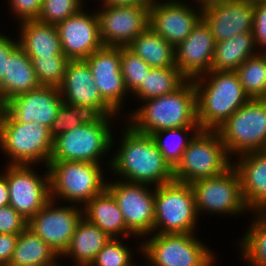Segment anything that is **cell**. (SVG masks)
Returning <instances> with one entry per match:
<instances>
[{
  "mask_svg": "<svg viewBox=\"0 0 266 266\" xmlns=\"http://www.w3.org/2000/svg\"><path fill=\"white\" fill-rule=\"evenodd\" d=\"M29 58L40 85L59 87L62 84L70 61L65 55Z\"/></svg>",
  "mask_w": 266,
  "mask_h": 266,
  "instance_id": "35",
  "label": "cell"
},
{
  "mask_svg": "<svg viewBox=\"0 0 266 266\" xmlns=\"http://www.w3.org/2000/svg\"><path fill=\"white\" fill-rule=\"evenodd\" d=\"M151 0H106L107 5H150Z\"/></svg>",
  "mask_w": 266,
  "mask_h": 266,
  "instance_id": "46",
  "label": "cell"
},
{
  "mask_svg": "<svg viewBox=\"0 0 266 266\" xmlns=\"http://www.w3.org/2000/svg\"><path fill=\"white\" fill-rule=\"evenodd\" d=\"M63 102L84 106L94 116H119L102 98L85 60H70L58 87Z\"/></svg>",
  "mask_w": 266,
  "mask_h": 266,
  "instance_id": "18",
  "label": "cell"
},
{
  "mask_svg": "<svg viewBox=\"0 0 266 266\" xmlns=\"http://www.w3.org/2000/svg\"><path fill=\"white\" fill-rule=\"evenodd\" d=\"M105 1H106V0H100V2H99V3L103 4Z\"/></svg>",
  "mask_w": 266,
  "mask_h": 266,
  "instance_id": "51",
  "label": "cell"
},
{
  "mask_svg": "<svg viewBox=\"0 0 266 266\" xmlns=\"http://www.w3.org/2000/svg\"><path fill=\"white\" fill-rule=\"evenodd\" d=\"M201 19L202 11L189 0L150 4L149 27L174 47L186 39Z\"/></svg>",
  "mask_w": 266,
  "mask_h": 266,
  "instance_id": "16",
  "label": "cell"
},
{
  "mask_svg": "<svg viewBox=\"0 0 266 266\" xmlns=\"http://www.w3.org/2000/svg\"><path fill=\"white\" fill-rule=\"evenodd\" d=\"M193 83L201 130H216L250 99L235 71L210 70Z\"/></svg>",
  "mask_w": 266,
  "mask_h": 266,
  "instance_id": "3",
  "label": "cell"
},
{
  "mask_svg": "<svg viewBox=\"0 0 266 266\" xmlns=\"http://www.w3.org/2000/svg\"><path fill=\"white\" fill-rule=\"evenodd\" d=\"M123 240L124 238H111L90 266H137L134 253L131 251L134 249L129 248Z\"/></svg>",
  "mask_w": 266,
  "mask_h": 266,
  "instance_id": "38",
  "label": "cell"
},
{
  "mask_svg": "<svg viewBox=\"0 0 266 266\" xmlns=\"http://www.w3.org/2000/svg\"><path fill=\"white\" fill-rule=\"evenodd\" d=\"M127 48L142 58L151 68L175 65V47L150 27L140 33Z\"/></svg>",
  "mask_w": 266,
  "mask_h": 266,
  "instance_id": "30",
  "label": "cell"
},
{
  "mask_svg": "<svg viewBox=\"0 0 266 266\" xmlns=\"http://www.w3.org/2000/svg\"><path fill=\"white\" fill-rule=\"evenodd\" d=\"M84 9L56 25L63 53L69 60H85L103 46L96 12Z\"/></svg>",
  "mask_w": 266,
  "mask_h": 266,
  "instance_id": "19",
  "label": "cell"
},
{
  "mask_svg": "<svg viewBox=\"0 0 266 266\" xmlns=\"http://www.w3.org/2000/svg\"><path fill=\"white\" fill-rule=\"evenodd\" d=\"M9 205V189L6 175L3 171L0 174V207Z\"/></svg>",
  "mask_w": 266,
  "mask_h": 266,
  "instance_id": "45",
  "label": "cell"
},
{
  "mask_svg": "<svg viewBox=\"0 0 266 266\" xmlns=\"http://www.w3.org/2000/svg\"><path fill=\"white\" fill-rule=\"evenodd\" d=\"M43 0H8L10 12L17 21L37 20L42 8Z\"/></svg>",
  "mask_w": 266,
  "mask_h": 266,
  "instance_id": "41",
  "label": "cell"
},
{
  "mask_svg": "<svg viewBox=\"0 0 266 266\" xmlns=\"http://www.w3.org/2000/svg\"><path fill=\"white\" fill-rule=\"evenodd\" d=\"M258 53L253 32L237 34L216 42L211 70L235 71L245 60Z\"/></svg>",
  "mask_w": 266,
  "mask_h": 266,
  "instance_id": "29",
  "label": "cell"
},
{
  "mask_svg": "<svg viewBox=\"0 0 266 266\" xmlns=\"http://www.w3.org/2000/svg\"><path fill=\"white\" fill-rule=\"evenodd\" d=\"M200 127H180L164 129L151 134L164 160L172 169L180 162L183 152Z\"/></svg>",
  "mask_w": 266,
  "mask_h": 266,
  "instance_id": "33",
  "label": "cell"
},
{
  "mask_svg": "<svg viewBox=\"0 0 266 266\" xmlns=\"http://www.w3.org/2000/svg\"><path fill=\"white\" fill-rule=\"evenodd\" d=\"M247 231L237 244L242 260L248 266H266V212H253Z\"/></svg>",
  "mask_w": 266,
  "mask_h": 266,
  "instance_id": "31",
  "label": "cell"
},
{
  "mask_svg": "<svg viewBox=\"0 0 266 266\" xmlns=\"http://www.w3.org/2000/svg\"><path fill=\"white\" fill-rule=\"evenodd\" d=\"M40 85L31 59L18 46L7 58L6 74L0 82V100L5 104L15 95L29 92Z\"/></svg>",
  "mask_w": 266,
  "mask_h": 266,
  "instance_id": "26",
  "label": "cell"
},
{
  "mask_svg": "<svg viewBox=\"0 0 266 266\" xmlns=\"http://www.w3.org/2000/svg\"><path fill=\"white\" fill-rule=\"evenodd\" d=\"M187 80L176 66L151 68L142 84L132 93L131 98L144 101L170 94L180 88Z\"/></svg>",
  "mask_w": 266,
  "mask_h": 266,
  "instance_id": "32",
  "label": "cell"
},
{
  "mask_svg": "<svg viewBox=\"0 0 266 266\" xmlns=\"http://www.w3.org/2000/svg\"><path fill=\"white\" fill-rule=\"evenodd\" d=\"M216 41L209 26L201 19L192 32L175 47V65L193 80L211 70Z\"/></svg>",
  "mask_w": 266,
  "mask_h": 266,
  "instance_id": "20",
  "label": "cell"
},
{
  "mask_svg": "<svg viewBox=\"0 0 266 266\" xmlns=\"http://www.w3.org/2000/svg\"><path fill=\"white\" fill-rule=\"evenodd\" d=\"M199 220L190 183L173 180L155 187L153 233L197 234Z\"/></svg>",
  "mask_w": 266,
  "mask_h": 266,
  "instance_id": "8",
  "label": "cell"
},
{
  "mask_svg": "<svg viewBox=\"0 0 266 266\" xmlns=\"http://www.w3.org/2000/svg\"><path fill=\"white\" fill-rule=\"evenodd\" d=\"M233 160L245 205L252 213L266 212V150L246 153Z\"/></svg>",
  "mask_w": 266,
  "mask_h": 266,
  "instance_id": "23",
  "label": "cell"
},
{
  "mask_svg": "<svg viewBox=\"0 0 266 266\" xmlns=\"http://www.w3.org/2000/svg\"><path fill=\"white\" fill-rule=\"evenodd\" d=\"M144 102V103H143ZM141 106L127 111L125 122L136 131L154 132L180 127H200L197 123L196 89L187 80L176 91L141 101Z\"/></svg>",
  "mask_w": 266,
  "mask_h": 266,
  "instance_id": "2",
  "label": "cell"
},
{
  "mask_svg": "<svg viewBox=\"0 0 266 266\" xmlns=\"http://www.w3.org/2000/svg\"><path fill=\"white\" fill-rule=\"evenodd\" d=\"M216 131L231 159L266 150V99L250 98Z\"/></svg>",
  "mask_w": 266,
  "mask_h": 266,
  "instance_id": "9",
  "label": "cell"
},
{
  "mask_svg": "<svg viewBox=\"0 0 266 266\" xmlns=\"http://www.w3.org/2000/svg\"><path fill=\"white\" fill-rule=\"evenodd\" d=\"M245 1H248V2H253V3H255V2H258V1H261V0H245Z\"/></svg>",
  "mask_w": 266,
  "mask_h": 266,
  "instance_id": "50",
  "label": "cell"
},
{
  "mask_svg": "<svg viewBox=\"0 0 266 266\" xmlns=\"http://www.w3.org/2000/svg\"><path fill=\"white\" fill-rule=\"evenodd\" d=\"M121 73L126 89L132 94L145 80L151 67L127 47H121Z\"/></svg>",
  "mask_w": 266,
  "mask_h": 266,
  "instance_id": "37",
  "label": "cell"
},
{
  "mask_svg": "<svg viewBox=\"0 0 266 266\" xmlns=\"http://www.w3.org/2000/svg\"><path fill=\"white\" fill-rule=\"evenodd\" d=\"M3 109H4V104L0 100V118H1V114H2Z\"/></svg>",
  "mask_w": 266,
  "mask_h": 266,
  "instance_id": "48",
  "label": "cell"
},
{
  "mask_svg": "<svg viewBox=\"0 0 266 266\" xmlns=\"http://www.w3.org/2000/svg\"><path fill=\"white\" fill-rule=\"evenodd\" d=\"M252 32L258 52H266V0L254 3Z\"/></svg>",
  "mask_w": 266,
  "mask_h": 266,
  "instance_id": "42",
  "label": "cell"
},
{
  "mask_svg": "<svg viewBox=\"0 0 266 266\" xmlns=\"http://www.w3.org/2000/svg\"><path fill=\"white\" fill-rule=\"evenodd\" d=\"M18 28L16 39L28 57L65 55L56 25L28 20L20 22Z\"/></svg>",
  "mask_w": 266,
  "mask_h": 266,
  "instance_id": "25",
  "label": "cell"
},
{
  "mask_svg": "<svg viewBox=\"0 0 266 266\" xmlns=\"http://www.w3.org/2000/svg\"><path fill=\"white\" fill-rule=\"evenodd\" d=\"M93 116L84 106L63 102L49 127L50 135L54 139L65 131L84 124Z\"/></svg>",
  "mask_w": 266,
  "mask_h": 266,
  "instance_id": "36",
  "label": "cell"
},
{
  "mask_svg": "<svg viewBox=\"0 0 266 266\" xmlns=\"http://www.w3.org/2000/svg\"><path fill=\"white\" fill-rule=\"evenodd\" d=\"M35 165H6L3 168L8 182L9 205L29 221L50 200L47 166L42 175ZM46 174V175H45Z\"/></svg>",
  "mask_w": 266,
  "mask_h": 266,
  "instance_id": "13",
  "label": "cell"
},
{
  "mask_svg": "<svg viewBox=\"0 0 266 266\" xmlns=\"http://www.w3.org/2000/svg\"><path fill=\"white\" fill-rule=\"evenodd\" d=\"M83 217L111 238H136L127 228L113 195L105 188L83 206Z\"/></svg>",
  "mask_w": 266,
  "mask_h": 266,
  "instance_id": "24",
  "label": "cell"
},
{
  "mask_svg": "<svg viewBox=\"0 0 266 266\" xmlns=\"http://www.w3.org/2000/svg\"><path fill=\"white\" fill-rule=\"evenodd\" d=\"M245 93L250 98L266 99V56L256 53L235 70Z\"/></svg>",
  "mask_w": 266,
  "mask_h": 266,
  "instance_id": "34",
  "label": "cell"
},
{
  "mask_svg": "<svg viewBox=\"0 0 266 266\" xmlns=\"http://www.w3.org/2000/svg\"><path fill=\"white\" fill-rule=\"evenodd\" d=\"M59 259L55 251L27 227L19 234L7 266H58Z\"/></svg>",
  "mask_w": 266,
  "mask_h": 266,
  "instance_id": "28",
  "label": "cell"
},
{
  "mask_svg": "<svg viewBox=\"0 0 266 266\" xmlns=\"http://www.w3.org/2000/svg\"><path fill=\"white\" fill-rule=\"evenodd\" d=\"M19 235L0 234V264L7 266L12 258Z\"/></svg>",
  "mask_w": 266,
  "mask_h": 266,
  "instance_id": "44",
  "label": "cell"
},
{
  "mask_svg": "<svg viewBox=\"0 0 266 266\" xmlns=\"http://www.w3.org/2000/svg\"><path fill=\"white\" fill-rule=\"evenodd\" d=\"M83 3L85 0H43L37 20L57 25L85 7Z\"/></svg>",
  "mask_w": 266,
  "mask_h": 266,
  "instance_id": "39",
  "label": "cell"
},
{
  "mask_svg": "<svg viewBox=\"0 0 266 266\" xmlns=\"http://www.w3.org/2000/svg\"><path fill=\"white\" fill-rule=\"evenodd\" d=\"M28 227V221L10 205L0 207V234L19 235Z\"/></svg>",
  "mask_w": 266,
  "mask_h": 266,
  "instance_id": "40",
  "label": "cell"
},
{
  "mask_svg": "<svg viewBox=\"0 0 266 266\" xmlns=\"http://www.w3.org/2000/svg\"><path fill=\"white\" fill-rule=\"evenodd\" d=\"M62 103L58 87L41 85L13 96L4 104V109L18 122L34 121L50 127Z\"/></svg>",
  "mask_w": 266,
  "mask_h": 266,
  "instance_id": "21",
  "label": "cell"
},
{
  "mask_svg": "<svg viewBox=\"0 0 266 266\" xmlns=\"http://www.w3.org/2000/svg\"><path fill=\"white\" fill-rule=\"evenodd\" d=\"M19 46V41L0 32V82L6 74L7 58Z\"/></svg>",
  "mask_w": 266,
  "mask_h": 266,
  "instance_id": "43",
  "label": "cell"
},
{
  "mask_svg": "<svg viewBox=\"0 0 266 266\" xmlns=\"http://www.w3.org/2000/svg\"><path fill=\"white\" fill-rule=\"evenodd\" d=\"M111 237L88 222L84 217L78 223L67 250L60 258H70L72 266H90Z\"/></svg>",
  "mask_w": 266,
  "mask_h": 266,
  "instance_id": "27",
  "label": "cell"
},
{
  "mask_svg": "<svg viewBox=\"0 0 266 266\" xmlns=\"http://www.w3.org/2000/svg\"><path fill=\"white\" fill-rule=\"evenodd\" d=\"M124 127L120 131L119 147L114 149L115 153H111L113 156L105 165L112 172L109 175L154 187L173 181V169L164 160L151 135L134 130L127 122Z\"/></svg>",
  "mask_w": 266,
  "mask_h": 266,
  "instance_id": "1",
  "label": "cell"
},
{
  "mask_svg": "<svg viewBox=\"0 0 266 266\" xmlns=\"http://www.w3.org/2000/svg\"><path fill=\"white\" fill-rule=\"evenodd\" d=\"M190 185L199 217L203 213L225 217L252 214L243 200L240 176L233 165L218 176L201 178Z\"/></svg>",
  "mask_w": 266,
  "mask_h": 266,
  "instance_id": "11",
  "label": "cell"
},
{
  "mask_svg": "<svg viewBox=\"0 0 266 266\" xmlns=\"http://www.w3.org/2000/svg\"><path fill=\"white\" fill-rule=\"evenodd\" d=\"M159 1H183V0H151V2H159Z\"/></svg>",
  "mask_w": 266,
  "mask_h": 266,
  "instance_id": "49",
  "label": "cell"
},
{
  "mask_svg": "<svg viewBox=\"0 0 266 266\" xmlns=\"http://www.w3.org/2000/svg\"><path fill=\"white\" fill-rule=\"evenodd\" d=\"M233 165L216 130H200L173 169L174 180L191 183L222 174Z\"/></svg>",
  "mask_w": 266,
  "mask_h": 266,
  "instance_id": "10",
  "label": "cell"
},
{
  "mask_svg": "<svg viewBox=\"0 0 266 266\" xmlns=\"http://www.w3.org/2000/svg\"><path fill=\"white\" fill-rule=\"evenodd\" d=\"M113 181L107 180L106 189L113 195L120 208L126 228L140 239L152 234L155 216V187L120 179Z\"/></svg>",
  "mask_w": 266,
  "mask_h": 266,
  "instance_id": "12",
  "label": "cell"
},
{
  "mask_svg": "<svg viewBox=\"0 0 266 266\" xmlns=\"http://www.w3.org/2000/svg\"><path fill=\"white\" fill-rule=\"evenodd\" d=\"M104 165L92 162L50 161L47 168L51 200L58 202L61 199V204L68 202L83 207L106 188L104 171L107 168Z\"/></svg>",
  "mask_w": 266,
  "mask_h": 266,
  "instance_id": "6",
  "label": "cell"
},
{
  "mask_svg": "<svg viewBox=\"0 0 266 266\" xmlns=\"http://www.w3.org/2000/svg\"><path fill=\"white\" fill-rule=\"evenodd\" d=\"M53 138L49 127L34 121H16L5 109L0 118V150L9 161L6 165H40L50 162Z\"/></svg>",
  "mask_w": 266,
  "mask_h": 266,
  "instance_id": "5",
  "label": "cell"
},
{
  "mask_svg": "<svg viewBox=\"0 0 266 266\" xmlns=\"http://www.w3.org/2000/svg\"><path fill=\"white\" fill-rule=\"evenodd\" d=\"M146 237L135 248V253L139 251L138 254L145 259L143 266H214L216 263L213 249L195 233H152Z\"/></svg>",
  "mask_w": 266,
  "mask_h": 266,
  "instance_id": "7",
  "label": "cell"
},
{
  "mask_svg": "<svg viewBox=\"0 0 266 266\" xmlns=\"http://www.w3.org/2000/svg\"><path fill=\"white\" fill-rule=\"evenodd\" d=\"M117 117L120 116H93L84 124L55 137L50 161L103 164L104 158H107V155L109 157V152L117 144L112 132L114 131L112 123L115 124L113 121L115 119L119 121Z\"/></svg>",
  "mask_w": 266,
  "mask_h": 266,
  "instance_id": "4",
  "label": "cell"
},
{
  "mask_svg": "<svg viewBox=\"0 0 266 266\" xmlns=\"http://www.w3.org/2000/svg\"><path fill=\"white\" fill-rule=\"evenodd\" d=\"M95 10L103 46L127 47L149 27L150 5L100 4Z\"/></svg>",
  "mask_w": 266,
  "mask_h": 266,
  "instance_id": "15",
  "label": "cell"
},
{
  "mask_svg": "<svg viewBox=\"0 0 266 266\" xmlns=\"http://www.w3.org/2000/svg\"><path fill=\"white\" fill-rule=\"evenodd\" d=\"M50 200L29 221L28 228L46 242L61 257L70 245L78 223L83 218V207L63 206Z\"/></svg>",
  "mask_w": 266,
  "mask_h": 266,
  "instance_id": "14",
  "label": "cell"
},
{
  "mask_svg": "<svg viewBox=\"0 0 266 266\" xmlns=\"http://www.w3.org/2000/svg\"><path fill=\"white\" fill-rule=\"evenodd\" d=\"M253 18L254 3L245 0L224 2L202 11V19L211 29L216 42L252 32Z\"/></svg>",
  "mask_w": 266,
  "mask_h": 266,
  "instance_id": "22",
  "label": "cell"
},
{
  "mask_svg": "<svg viewBox=\"0 0 266 266\" xmlns=\"http://www.w3.org/2000/svg\"><path fill=\"white\" fill-rule=\"evenodd\" d=\"M191 1H194L193 4H195L197 8L203 11L215 5H219L224 2H229V1H234V0H191Z\"/></svg>",
  "mask_w": 266,
  "mask_h": 266,
  "instance_id": "47",
  "label": "cell"
},
{
  "mask_svg": "<svg viewBox=\"0 0 266 266\" xmlns=\"http://www.w3.org/2000/svg\"><path fill=\"white\" fill-rule=\"evenodd\" d=\"M85 61L91 70L95 85L102 98L122 116L124 113L121 110L123 111L124 101L131 98L120 68L121 47L102 46Z\"/></svg>",
  "mask_w": 266,
  "mask_h": 266,
  "instance_id": "17",
  "label": "cell"
}]
</instances>
